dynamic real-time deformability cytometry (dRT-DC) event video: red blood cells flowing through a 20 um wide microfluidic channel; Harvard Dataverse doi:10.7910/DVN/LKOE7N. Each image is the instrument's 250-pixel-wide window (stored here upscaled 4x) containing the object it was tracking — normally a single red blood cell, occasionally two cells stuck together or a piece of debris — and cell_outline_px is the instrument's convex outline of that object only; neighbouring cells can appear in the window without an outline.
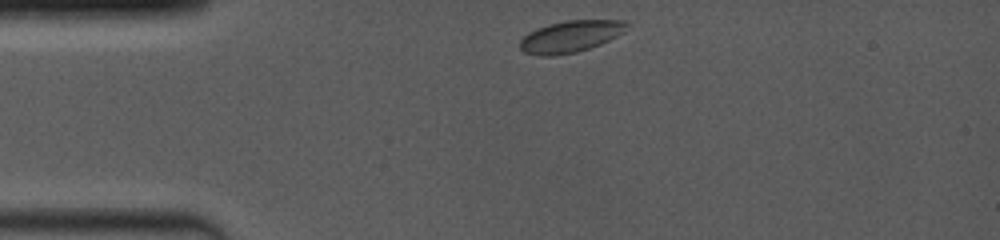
{"species": "common noctule bat (a hibernating species)", "species_latin": "Nyctalus noctula", "temperature_condition": "room temperature", "stored_images_in_passage": 61, "camera_frame_rate_fps": 4000, "um_per_image_px": 0.085, "animal": {"sex": "female", "body_mass_g": 19.0, "forearm_length_mm": 53.3}, "frame": {"image": 1, "passage_image": 1, "time_ms": 0.0, "image_size_px": [1000, 240], "cell_outline_px": [[632, 24], [624, 32], [600, 44], [576, 52], [552, 56], [540, 56], [524, 52], [520, 48], [520, 40], [528, 32], [536, 28], [548, 24], [564, 20], [624, 20]], "centroid_in_image_um": [48.51, 3.08], "position_along_channel_um": 36.5, "area_um2": 19.88}}
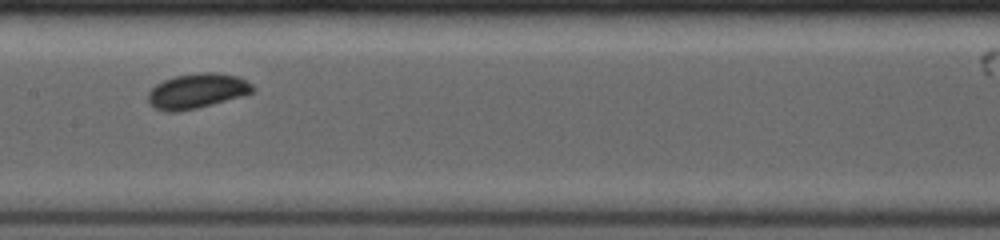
{"frame": {"image": 2, "passage_image": 25, "time_ms": 4.75, "image_size_px": [1000, 240], "cell_outline_px": [[256, 88], [252, 92], [240, 96], [212, 104], [196, 108], [176, 112], [164, 112], [156, 108], [148, 100], [148, 92], [156, 84], [164, 80], [176, 76], [200, 72], [212, 72], [236, 76], [252, 84]], "centroid_in_image_um": [16.72, 7.73], "position_along_channel_um": 190.7, "area_um2": 20.98}}
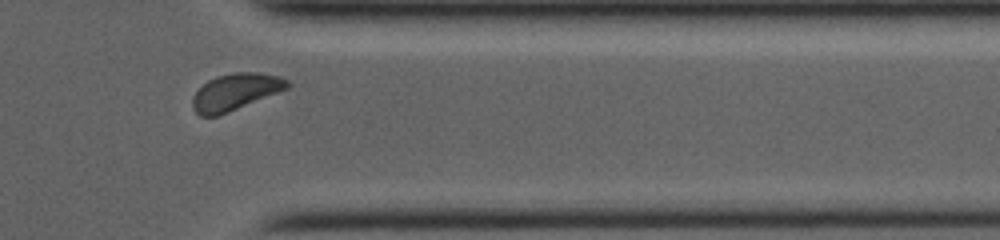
{"frame": {"image": 3, "passage_image": 51, "time_ms": 9.75, "image_size_px": [1000, 240], "cell_outline_px": [[292, 84], [288, 88], [228, 112], [216, 116], [200, 116], [192, 108], [192, 96], [208, 80], [216, 76], [236, 72], [260, 72], [280, 76], [288, 80]], "centroid_in_image_um": [20.01, 7.8], "position_along_channel_um": 391.4, "area_um2": 20.17}}